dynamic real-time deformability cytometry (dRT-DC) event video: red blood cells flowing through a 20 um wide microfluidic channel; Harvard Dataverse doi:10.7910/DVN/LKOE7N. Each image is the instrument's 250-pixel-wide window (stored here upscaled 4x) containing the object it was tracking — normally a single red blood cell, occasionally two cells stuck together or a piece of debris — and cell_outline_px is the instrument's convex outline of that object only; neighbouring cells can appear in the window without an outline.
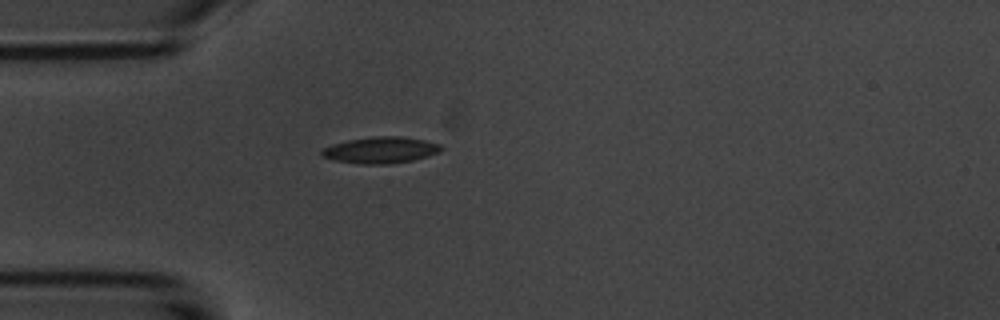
{"species": "common noctule bat (a hibernating species)", "species_latin": "Nyctalus noctula", "temperature_condition": "room temperature", "stored_images_in_passage": 1, "camera_frame_rate_fps": 3000, "um_per_image_px": 0.085, "animal": {"sex": "male", "body_mass_g": 20.1, "forearm_length_mm": 53.5}, "frame": {"image": 1, "passage_image": 1, "time_ms": 0.0, "image_size_px": [1000, 320], "cell_outline_px": [[444, 148], [440, 152], [428, 156], [412, 160], [388, 164], [360, 164], [336, 160], [324, 156], [320, 152], [324, 148], [332, 144], [348, 140], [372, 136], [400, 136], [424, 140], [440, 144]], "centroid_in_image_um": [32.39, 12.75], "position_along_channel_um": 52.6, "area_um2": 18.26}}